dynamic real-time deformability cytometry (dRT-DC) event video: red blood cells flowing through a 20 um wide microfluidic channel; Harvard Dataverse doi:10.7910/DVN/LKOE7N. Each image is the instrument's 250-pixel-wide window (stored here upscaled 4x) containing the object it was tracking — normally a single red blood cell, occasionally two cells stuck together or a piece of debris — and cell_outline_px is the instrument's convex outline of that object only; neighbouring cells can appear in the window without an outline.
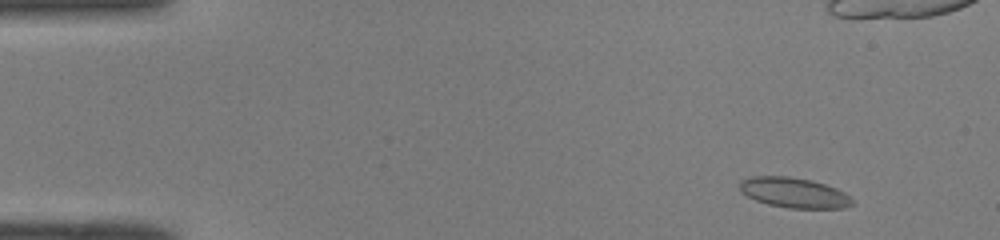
{"species": "common noctule bat (a hibernating species)", "species_latin": "Nyctalus noctula", "temperature_condition": "room temperature", "stored_images_in_passage": 44, "camera_frame_rate_fps": 3000, "um_per_image_px": 0.085, "animal": {"sex": "male", "body_mass_g": 19.0, "forearm_length_mm": 50.8}, "frame": {"image": 1, "passage_image": 4, "time_ms": 1.0, "image_size_px": [1000, 240], "cell_outline_px": [[856, 204], [844, 208], [788, 208], [768, 204], [756, 200], [740, 192], [740, 180], [748, 176], [788, 176], [812, 180], [836, 188], [844, 192]], "centroid_in_image_um": [67.48, 16.37], "position_along_channel_um": 17.5, "area_um2": 19.88}}
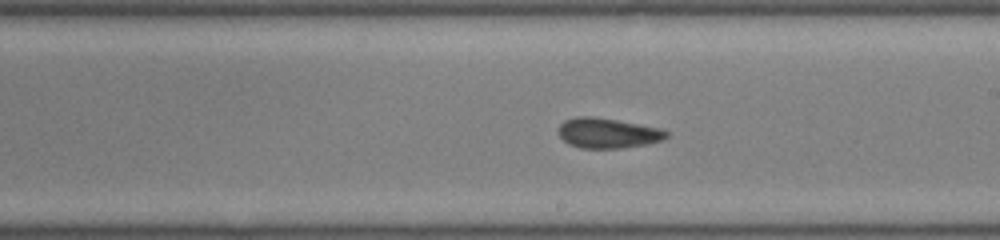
{"frame": {"image": 2, "passage_image": 28, "time_ms": 9.0, "image_size_px": [1000, 240], "cell_outline_px": [[668, 136], [660, 140], [648, 144], [620, 148], [580, 148], [568, 144], [556, 132], [560, 124], [564, 120], [576, 116], [592, 116], [616, 120], [660, 128], [668, 132]], "centroid_in_image_um": [51.6, 11.31], "position_along_channel_um": 237.4, "area_um2": 18.96}}
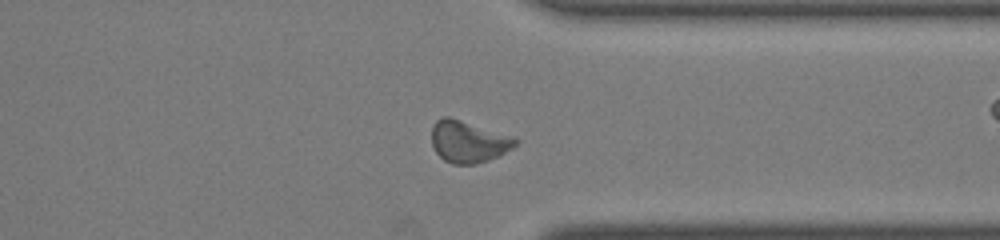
{"frame": {"image": 3, "passage_image": 38, "time_ms": 12.333, "image_size_px": [1000, 240], "cell_outline_px": [[520, 140], [512, 148], [488, 160], [476, 164], [452, 164], [444, 160], [432, 148], [432, 124], [436, 120], [444, 116], [448, 116], [516, 136]], "centroid_in_image_um": [39.81, 12.02], "position_along_channel_um": 371.6, "area_um2": 20.63}, "authors_computed_cell_mechanics": {"area_um2": 19.4208, "velocity_mm_per_s": 4.057, "shape_relaxation_time_tau1_ms": 3.055, "shape_relaxation_time_tau2_ms": 2.6569, "deformation_change_tau1": 0.0909, "deformation_change_tau2": 0.102}}